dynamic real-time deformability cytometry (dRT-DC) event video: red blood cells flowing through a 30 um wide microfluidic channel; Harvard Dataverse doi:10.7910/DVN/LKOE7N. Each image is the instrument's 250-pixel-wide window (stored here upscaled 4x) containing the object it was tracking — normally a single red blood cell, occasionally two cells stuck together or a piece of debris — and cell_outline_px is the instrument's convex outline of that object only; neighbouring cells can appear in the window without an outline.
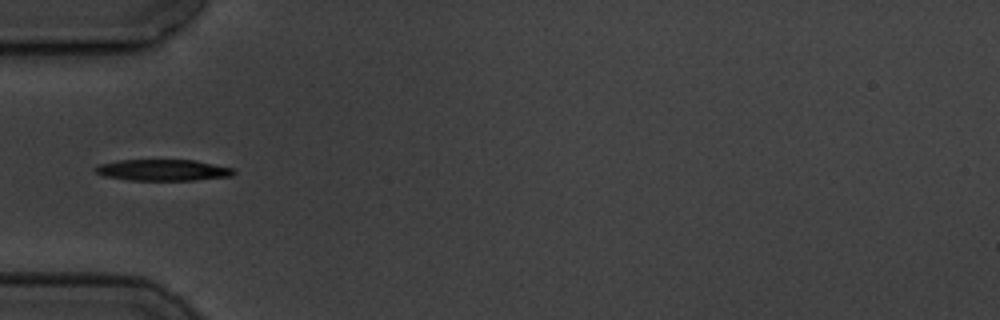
{"species": "common noctule bat (a hibernating species)", "species_latin": "Nyctalus noctula", "temperature_condition": "cold", "stored_images_in_passage": 14, "camera_frame_rate_fps": 3000, "um_per_image_px": 0.085, "animal": {"sex": "male", "body_mass_g": 19.5, "forearm_length_mm": 54.6}, "frame": {"image": 1, "passage_image": 4, "time_ms": 4.333, "image_size_px": [1000, 320], "cell_outline_px": [[236, 172], [232, 176], [196, 180], [128, 180], [104, 176], [96, 172], [92, 168], [100, 164], [120, 160], [192, 160], [232, 168]], "centroid_in_image_um": [13.82, 14.46], "position_along_channel_um": 71.2, "area_um2": 17.05}}
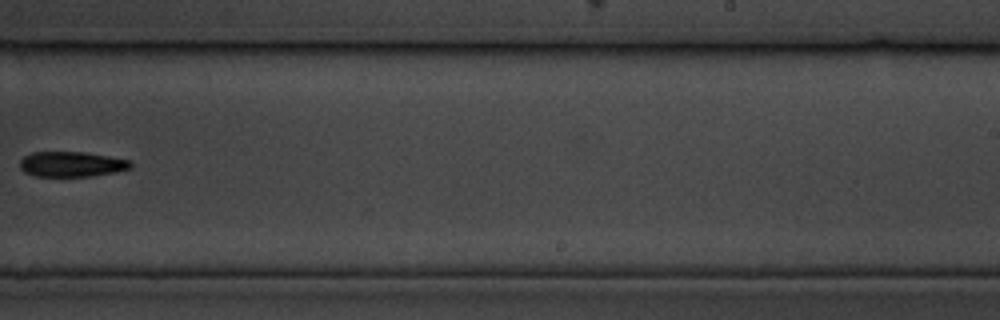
{"frame": {"image": 2, "passage_image": 9, "time_ms": 10.333, "image_size_px": [1000, 320], "cell_outline_px": [[132, 168], [116, 172], [92, 176], [32, 176], [24, 172], [20, 168], [20, 160], [24, 156], [32, 152], [84, 152], [108, 156], [128, 160], [132, 164]], "centroid_in_image_um": [6.06, 13.96], "position_along_channel_um": 282.9, "area_um2": 16.3}}
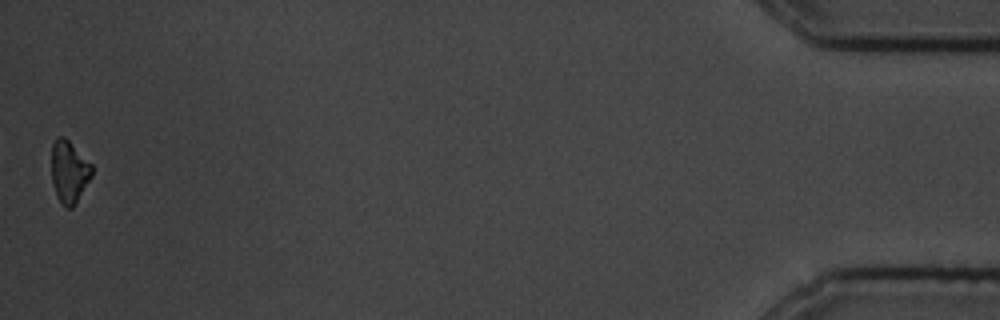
{"frame": {"image": 3, "passage_image": 14, "time_ms": 17.0, "image_size_px": [1000, 320], "cell_outline_px": [[92, 176], [72, 208], [64, 208], [60, 204], [56, 196], [52, 180], [52, 144], [56, 136], [64, 136], [92, 164]], "centroid_in_image_um": [5.86, 14.6], "position_along_channel_um": 429.3, "area_um2": 14.68}, "authors_computed_cell_mechanics": {"area_um2": 16.4441, "velocity_mm_per_s": 3.523, "shape_relaxation_time_tau1_ms": 1.5581, "shape_relaxation_time_tau2_ms": null, "deformation_change_tau1": 0.0589, "deformation_change_tau2": null}}